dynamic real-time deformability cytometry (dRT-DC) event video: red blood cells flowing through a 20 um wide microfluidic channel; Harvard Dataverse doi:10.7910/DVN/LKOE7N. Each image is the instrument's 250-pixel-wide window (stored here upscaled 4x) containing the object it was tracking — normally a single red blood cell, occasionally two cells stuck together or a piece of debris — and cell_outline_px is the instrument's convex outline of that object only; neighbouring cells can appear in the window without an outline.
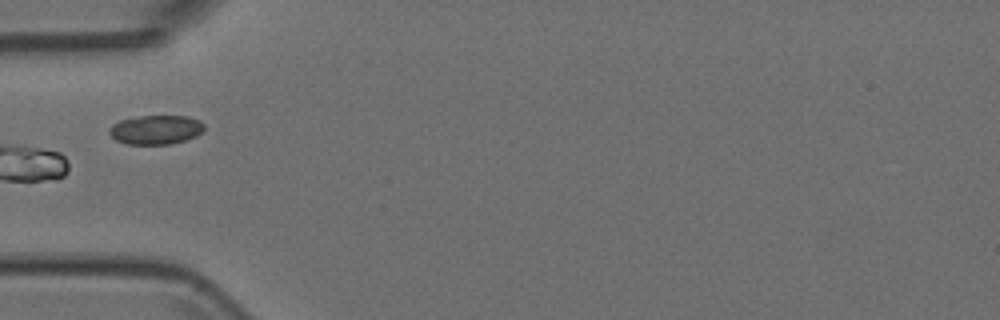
{"species": "Egyptian fruit bat (a non-hibernating species)", "species_latin": "Rousettus aegyptiacus", "temperature_condition": "room temperature", "stored_images_in_passage": 5, "camera_frame_rate_fps": 3000, "um_per_image_px": 0.085, "animal": {"sex": "female"}, "frame": {"image": 1, "passage_image": 2, "time_ms": 0.333, "image_size_px": [1000, 320], "cell_outline_px": [[204, 132], [196, 136], [184, 140], [168, 144], [128, 144], [116, 140], [108, 132], [108, 128], [112, 124], [120, 120], [140, 116], [188, 116], [200, 120], [204, 124]], "centroid_in_image_um": [13.25, 11.02], "position_along_channel_um": 71.7, "area_um2": 16.18}}
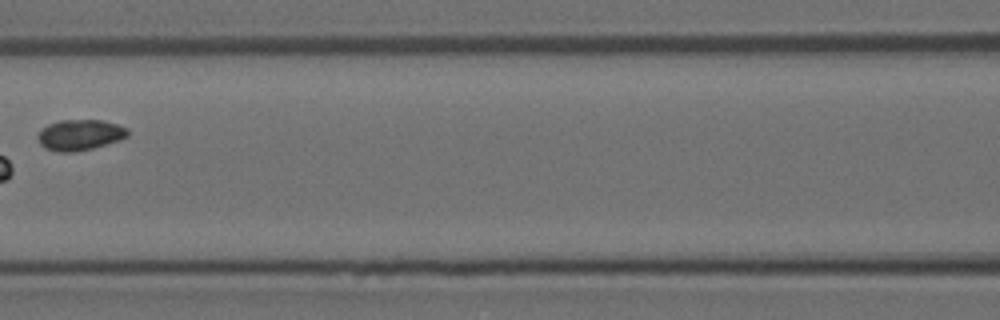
{"frame": {"image": 2, "passage_image": 4, "time_ms": 1.0, "image_size_px": [1000, 320], "cell_outline_px": [[128, 136], [120, 140], [92, 148], [72, 152], [60, 152], [44, 148], [40, 144], [36, 136], [48, 124], [60, 120], [104, 120], [128, 128]], "centroid_in_image_um": [6.79, 11.46], "position_along_channel_um": 159.8, "area_um2": 16.07}}
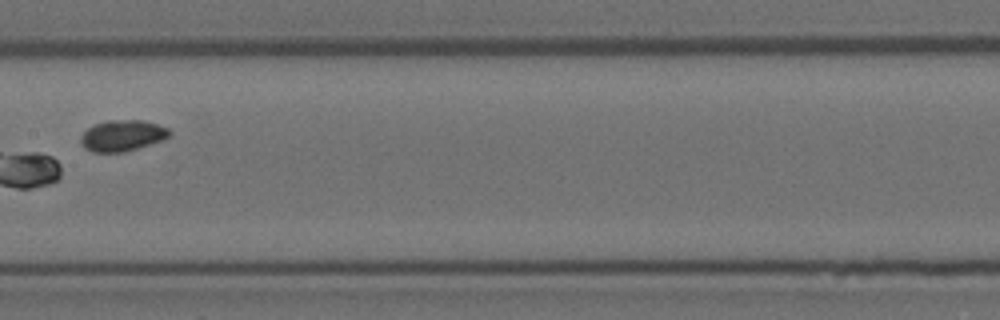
{"frame": {"image": 3, "passage_image": 5, "time_ms": 1.333, "image_size_px": [1000, 320], "cell_outline_px": [[172, 132], [164, 140], [124, 152], [92, 152], [84, 148], [80, 144], [80, 136], [88, 128], [96, 124], [108, 120], [144, 120], [168, 128]], "centroid_in_image_um": [10.39, 11.53], "position_along_channel_um": 197.0, "area_um2": 16.13}}